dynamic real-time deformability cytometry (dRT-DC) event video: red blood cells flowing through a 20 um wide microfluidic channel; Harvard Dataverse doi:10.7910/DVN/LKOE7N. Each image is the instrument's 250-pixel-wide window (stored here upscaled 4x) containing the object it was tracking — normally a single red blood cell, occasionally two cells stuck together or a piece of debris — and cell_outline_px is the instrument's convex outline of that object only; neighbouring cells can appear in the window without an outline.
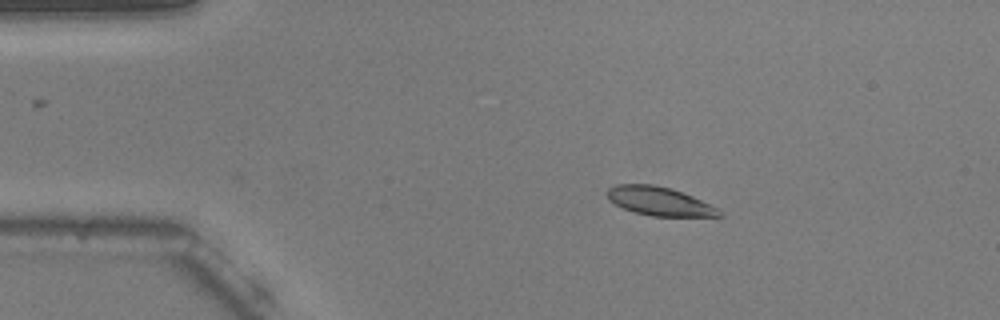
{"species": "common noctule bat (a hibernating species)", "species_latin": "Nyctalus noctula", "temperature_condition": "warm", "stored_images_in_passage": 3, "camera_frame_rate_fps": 3000, "um_per_image_px": 0.085, "animal": {"sex": "male", "body_mass_g": 20.5, "forearm_length_mm": 52.5}, "frame": {"image": 1, "passage_image": 3, "time_ms": 0.667, "image_size_px": [1000, 320], "cell_outline_px": [[724, 216], [652, 216], [636, 212], [624, 208], [608, 200], [608, 188], [616, 184], [652, 184], [672, 188], [692, 196], [720, 208], [724, 212]], "centroid_in_image_um": [56.1, 17.1], "position_along_channel_um": 28.9, "area_um2": 18.73}}